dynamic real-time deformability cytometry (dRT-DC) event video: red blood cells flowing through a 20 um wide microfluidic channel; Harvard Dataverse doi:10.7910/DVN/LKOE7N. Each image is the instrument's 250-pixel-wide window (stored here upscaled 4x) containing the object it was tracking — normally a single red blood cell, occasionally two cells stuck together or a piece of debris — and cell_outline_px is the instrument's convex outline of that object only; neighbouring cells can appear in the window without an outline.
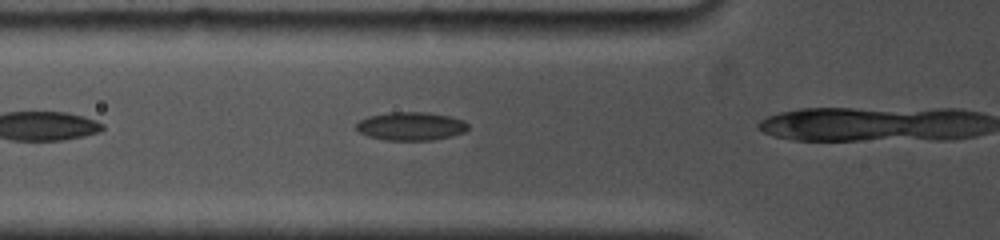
{"species": "common noctule bat (a hibernating species)", "species_latin": "Nyctalus noctula", "temperature_condition": "cold", "stored_images_in_passage": 4, "camera_frame_rate_fps": 5000, "um_per_image_px": 0.085, "animal": {"sex": "female", "body_mass_g": 19.0, "forearm_length_mm": 53.3}, "frame": {"image": 1, "passage_image": 3, "time_ms": 1.0, "image_size_px": [1000, 240], "cell_outline_px": [[468, 128], [464, 132], [452, 136], [432, 140], [384, 140], [368, 136], [360, 132], [356, 128], [356, 124], [360, 120], [368, 116], [388, 112], [428, 112], [452, 116], [464, 120], [468, 124]], "centroid_in_image_um": [34.95, 10.72], "position_along_channel_um": 90.9, "area_um2": 18.61}}